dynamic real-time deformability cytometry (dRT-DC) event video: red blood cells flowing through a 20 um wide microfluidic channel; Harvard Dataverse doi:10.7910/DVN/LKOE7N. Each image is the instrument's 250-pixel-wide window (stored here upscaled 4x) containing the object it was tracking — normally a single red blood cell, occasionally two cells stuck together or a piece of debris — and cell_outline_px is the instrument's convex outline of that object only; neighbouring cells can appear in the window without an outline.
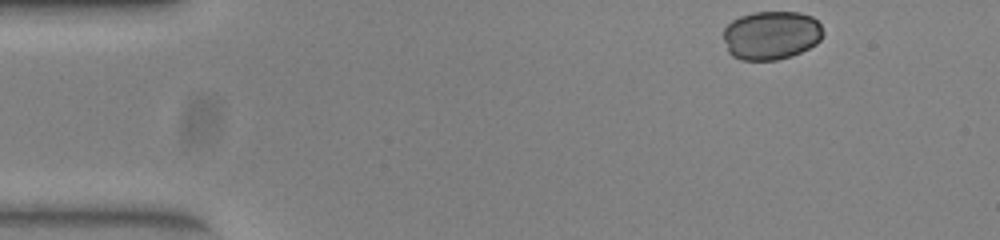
{"species": "common noctule bat (a hibernating species)", "species_latin": "Nyctalus noctula", "temperature_condition": "warm", "stored_images_in_passage": 47, "camera_frame_rate_fps": 3000, "um_per_image_px": 0.085, "animal": {"sex": "female", "body_mass_g": 23.0, "forearm_length_mm": 53.4}, "frame": {"image": 1, "passage_image": 1, "time_ms": 0.0, "image_size_px": [1000, 240], "cell_outline_px": [[824, 32], [820, 40], [816, 44], [792, 56], [776, 60], [740, 60], [732, 56], [728, 52], [724, 40], [724, 28], [732, 20], [740, 16], [752, 12], [800, 12], [812, 16], [820, 24]], "centroid_in_image_um": [65.55, 2.99], "position_along_channel_um": 19.5, "area_um2": 28.5}}
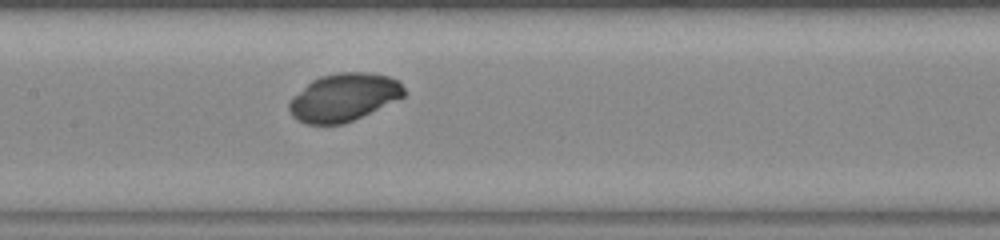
{"frame": {"image": 2, "passage_image": 20, "time_ms": 6.333, "image_size_px": [1000, 240], "cell_outline_px": [[408, 92], [404, 96], [344, 124], [304, 124], [296, 120], [292, 116], [288, 108], [288, 104], [292, 96], [312, 80], [320, 76], [336, 72], [368, 72], [388, 76], [400, 80]], "centroid_in_image_um": [29.21, 8.26], "position_along_channel_um": 178.2, "area_um2": 32.19}}
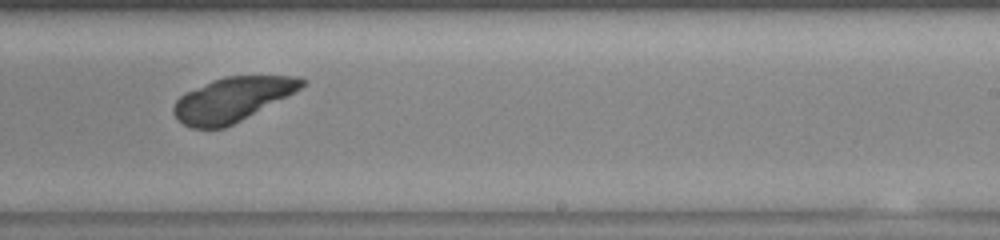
{"frame": {"image": 3, "passage_image": 27, "time_ms": 8.667, "image_size_px": [1000, 240], "cell_outline_px": [[308, 80], [300, 88], [240, 120], [224, 128], [192, 128], [176, 120], [172, 112], [172, 108], [176, 100], [184, 92], [212, 80], [224, 76], [296, 76]], "centroid_in_image_um": [19.66, 8.44], "position_along_channel_um": 269.3, "area_um2": 32.54}}